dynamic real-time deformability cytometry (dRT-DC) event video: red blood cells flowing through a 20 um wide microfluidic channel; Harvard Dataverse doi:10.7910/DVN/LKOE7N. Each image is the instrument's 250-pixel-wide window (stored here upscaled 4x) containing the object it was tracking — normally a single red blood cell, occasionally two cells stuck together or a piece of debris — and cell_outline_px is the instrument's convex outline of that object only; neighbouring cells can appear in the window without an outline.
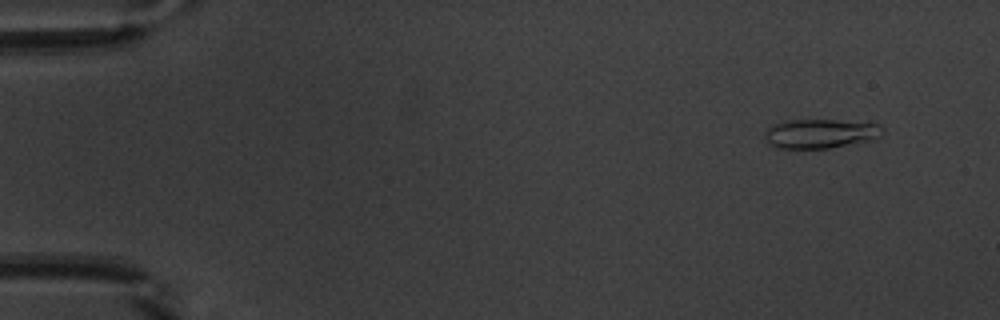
{"species": "common noctule bat (a hibernating species)", "species_latin": "Nyctalus noctula", "temperature_condition": "warm", "stored_images_in_passage": 16, "camera_frame_rate_fps": 3000, "um_per_image_px": 0.085, "animal": {"sex": "male", "body_mass_g": 20.1, "forearm_length_mm": 53.5}, "frame": {"image": 1, "passage_image": 5, "time_ms": 1.333, "image_size_px": [1000, 320], "cell_outline_px": [[884, 128], [880, 136], [872, 140], [828, 148], [776, 148], [768, 144], [764, 136], [764, 132], [768, 128], [784, 120], [872, 120], [880, 124]], "centroid_in_image_um": [69.81, 11.33], "position_along_channel_um": 15.2, "area_um2": 20.58}}